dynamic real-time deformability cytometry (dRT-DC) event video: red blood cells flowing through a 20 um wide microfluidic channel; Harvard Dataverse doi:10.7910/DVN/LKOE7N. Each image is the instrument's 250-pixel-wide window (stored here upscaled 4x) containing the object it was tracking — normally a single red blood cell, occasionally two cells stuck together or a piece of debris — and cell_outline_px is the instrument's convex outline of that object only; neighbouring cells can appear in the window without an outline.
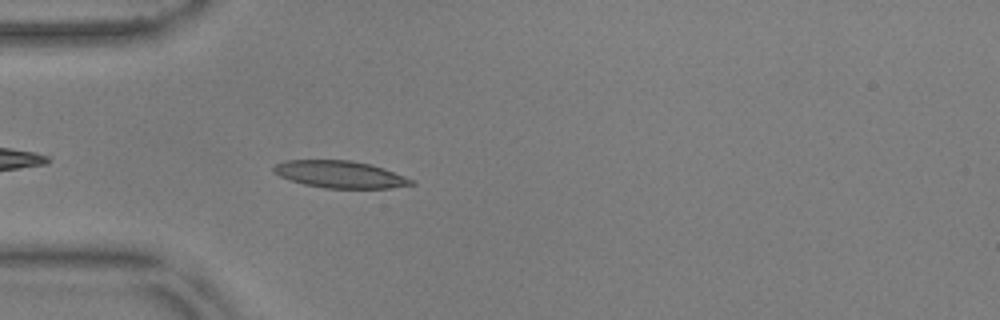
{"species": "common noctule bat (a hibernating species)", "species_latin": "Nyctalus noctula", "temperature_condition": "warm", "stored_images_in_passage": 44, "camera_frame_rate_fps": 3000, "um_per_image_px": 0.085, "animal": {"sex": "male", "body_mass_g": 17.9, "forearm_length_mm": 54.2}, "frame": {"image": 1, "passage_image": 5, "time_ms": 1.333, "image_size_px": [1000, 320], "cell_outline_px": [[416, 184], [392, 188], [324, 188], [304, 184], [280, 176], [272, 172], [272, 168], [276, 164], [284, 160], [352, 160], [372, 164], [384, 168], [404, 176], [412, 180]], "centroid_in_image_um": [28.9, 14.81], "position_along_channel_um": 56.1, "area_um2": 21.79}}
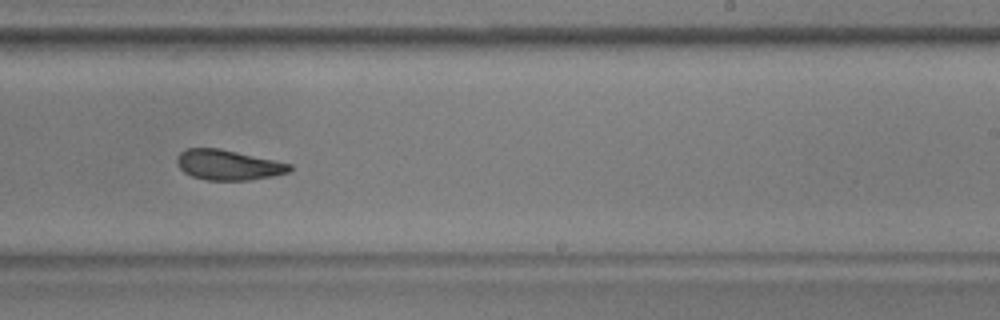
{"frame": {"image": 2, "passage_image": 23, "time_ms": 7.333, "image_size_px": [1000, 320], "cell_outline_px": [[292, 168], [288, 172], [272, 176], [248, 180], [208, 180], [192, 176], [184, 172], [176, 164], [176, 156], [180, 152], [188, 148], [220, 148], [292, 164]], "centroid_in_image_um": [19.36, 14.01], "position_along_channel_um": 269.6, "area_um2": 19.77}}
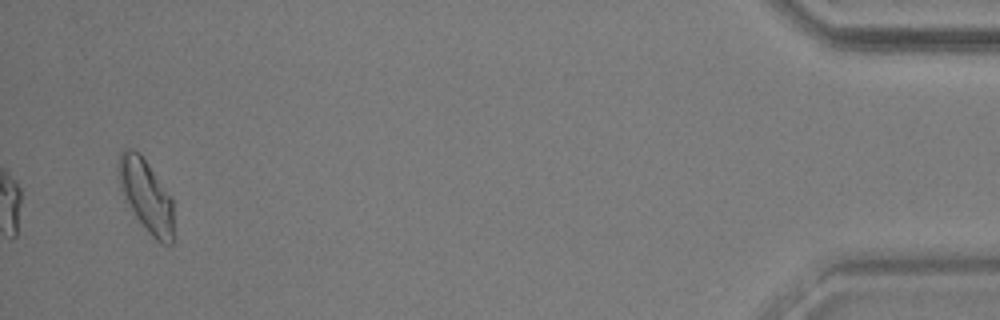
{"frame": {"image": 3, "passage_image": 42, "time_ms": 13.667, "image_size_px": [1000, 320], "cell_outline_px": [[172, 244], [164, 244], [156, 240], [148, 232], [136, 216], [120, 192], [116, 172], [116, 168], [120, 152], [124, 148], [132, 148], [140, 152], [172, 200]], "centroid_in_image_um": [12.34, 16.56], "position_along_channel_um": 422.9, "area_um2": 23.12}, "authors_computed_cell_mechanics": {"area_um2": 20.9236, "velocity_mm_per_s": 3.6481, "shape_relaxation_time_tau1_ms": 7.3694, "shape_relaxation_time_tau2_ms": 2.3857, "deformation_change_tau1": 0.1676, "deformation_change_tau2": 0.0977}}